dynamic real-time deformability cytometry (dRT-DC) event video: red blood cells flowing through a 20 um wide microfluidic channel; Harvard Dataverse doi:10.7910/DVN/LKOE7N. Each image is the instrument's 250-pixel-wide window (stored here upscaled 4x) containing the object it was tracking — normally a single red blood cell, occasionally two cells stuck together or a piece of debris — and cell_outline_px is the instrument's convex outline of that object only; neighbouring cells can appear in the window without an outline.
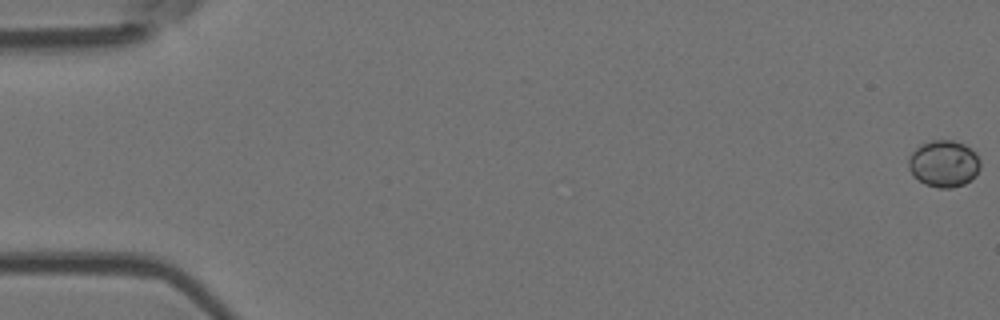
{"species": "Egyptian fruit bat (a non-hibernating species)", "species_latin": "Rousettus aegyptiacus", "temperature_condition": "room temperature", "stored_images_in_passage": 6, "camera_frame_rate_fps": 3000, "um_per_image_px": 0.085, "animal": {"sex": "female"}, "frame": {"image": 1, "passage_image": 1, "time_ms": 0.0, "image_size_px": [1000, 320], "cell_outline_px": [[980, 168], [976, 176], [964, 184], [952, 188], [940, 188], [924, 184], [912, 176], [908, 168], [908, 160], [912, 152], [920, 144], [932, 140], [952, 140], [964, 144], [976, 152], [980, 160]], "centroid_in_image_um": [80.22, 13.91], "position_along_channel_um": 4.8, "area_um2": 19.83}}
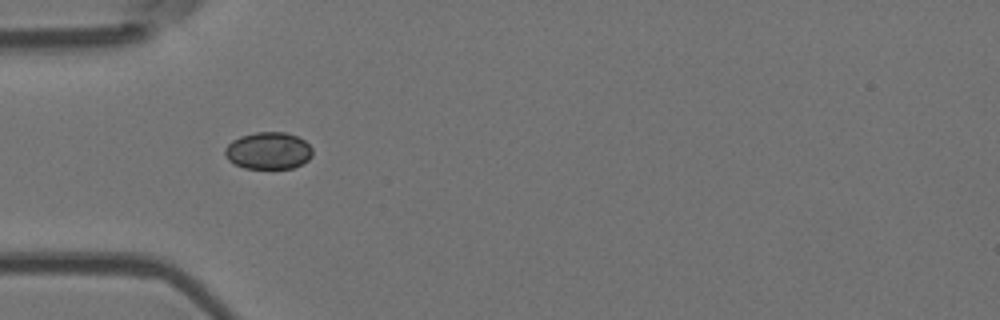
{"frame": {"image": 2, "passage_image": 5, "time_ms": 1.333, "image_size_px": [1000, 320], "cell_outline_px": [[312, 156], [308, 160], [292, 168], [244, 168], [228, 160], [224, 152], [224, 148], [232, 140], [240, 136], [256, 132], [284, 132], [296, 136], [304, 140], [312, 148]], "centroid_in_image_um": [22.8, 12.8], "position_along_channel_um": 62.2, "area_um2": 18.84}}
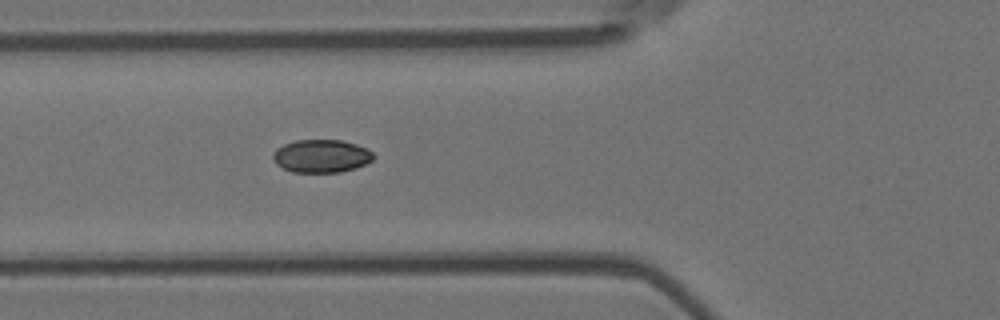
{"frame": {"image": 3, "passage_image": 6, "time_ms": 1.667, "image_size_px": [1000, 320], "cell_outline_px": [[376, 156], [372, 160], [356, 168], [340, 172], [292, 172], [276, 164], [272, 156], [276, 148], [284, 144], [296, 140], [340, 140], [356, 144], [368, 148]], "centroid_in_image_um": [27.33, 13.26], "position_along_channel_um": 98.5, "area_um2": 19.36}}